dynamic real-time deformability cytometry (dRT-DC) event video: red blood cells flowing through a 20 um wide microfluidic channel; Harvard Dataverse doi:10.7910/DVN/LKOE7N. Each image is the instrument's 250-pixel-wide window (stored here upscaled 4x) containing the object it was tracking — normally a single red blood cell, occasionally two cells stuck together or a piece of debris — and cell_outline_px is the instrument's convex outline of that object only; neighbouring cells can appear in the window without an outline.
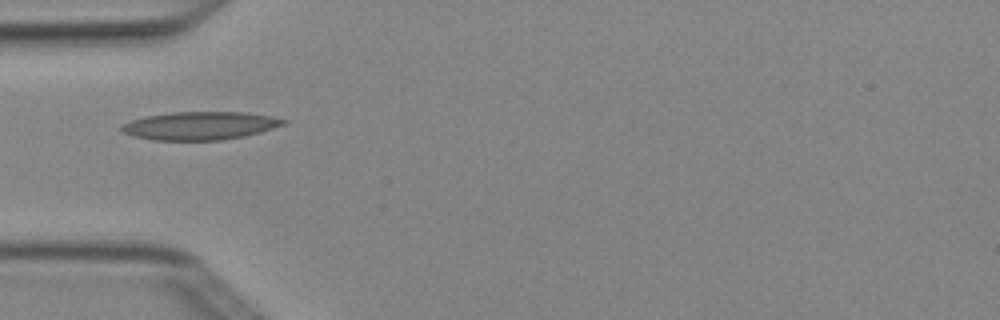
{"species": "Egyptian fruit bat (a non-hibernating species)", "species_latin": "Rousettus aegyptiacus", "temperature_condition": "cold", "stored_images_in_passage": 2, "camera_frame_rate_fps": 3000, "um_per_image_px": 0.085, "animal": {"sex": "female"}, "frame": {"image": 1, "passage_image": 1, "time_ms": 0.0, "image_size_px": [1000, 320], "cell_outline_px": [[288, 120], [284, 124], [260, 132], [244, 136], [220, 140], [152, 140], [136, 136], [124, 132], [120, 128], [120, 124], [144, 116], [172, 112], [244, 112], [272, 116]], "centroid_in_image_um": [16.99, 10.68], "position_along_channel_um": 68.0, "area_um2": 26.41}}
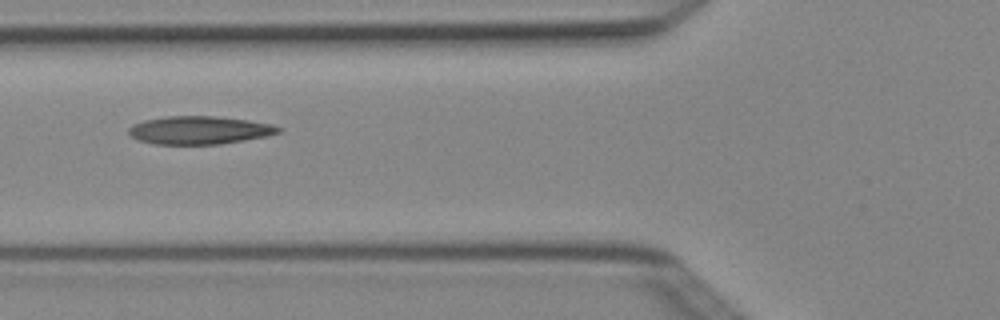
{"frame": {"image": 2, "passage_image": 2, "time_ms": 0.333, "image_size_px": [1000, 320], "cell_outline_px": [[284, 128], [280, 132], [268, 136], [220, 144], [152, 144], [140, 140], [132, 136], [128, 132], [128, 128], [132, 124], [144, 120], [164, 116], [216, 116], [248, 120], [272, 124]], "centroid_in_image_um": [16.97, 11.06], "position_along_channel_um": 108.8, "area_um2": 24.62}}